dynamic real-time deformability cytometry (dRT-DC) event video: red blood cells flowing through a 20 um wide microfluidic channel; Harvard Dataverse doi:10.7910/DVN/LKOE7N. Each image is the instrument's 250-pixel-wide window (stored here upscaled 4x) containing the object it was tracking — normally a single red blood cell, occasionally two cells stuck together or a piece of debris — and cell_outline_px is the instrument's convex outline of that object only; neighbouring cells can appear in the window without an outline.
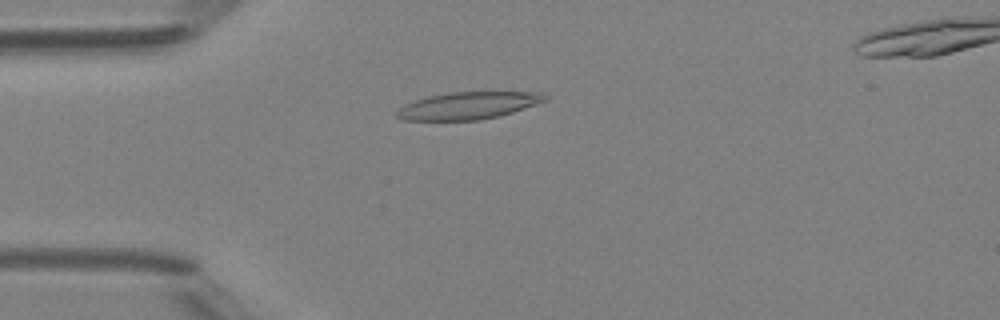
{"species": "Egyptian fruit bat (a non-hibernating species)", "species_latin": "Rousettus aegyptiacus", "temperature_condition": "room temperature", "stored_images_in_passage": 35, "camera_frame_rate_fps": 3000, "um_per_image_px": 0.085, "animal": {"sex": "female"}, "frame": {"image": 1, "passage_image": 4, "time_ms": 1.0, "image_size_px": [1000, 320], "cell_outline_px": [[548, 100], [500, 116], [480, 120], [400, 120], [396, 116], [396, 112], [404, 104], [428, 96], [452, 92], [540, 92], [548, 96]], "centroid_in_image_um": [39.8, 8.98], "position_along_channel_um": 45.2, "area_um2": 23.47}}
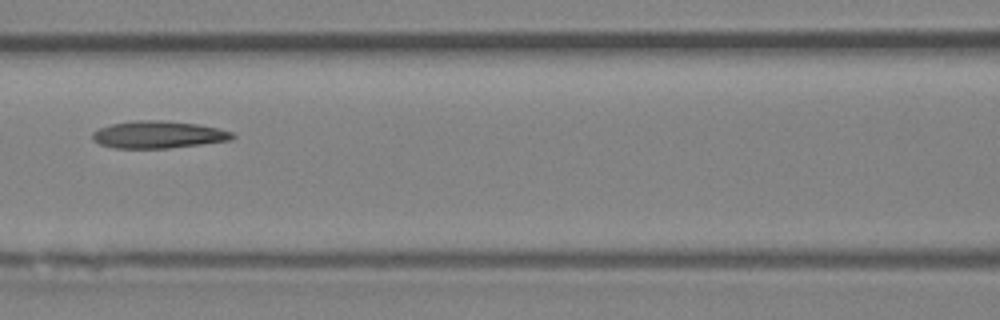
{"frame": {"image": 2, "passage_image": 13, "time_ms": 4.0, "image_size_px": [1000, 320], "cell_outline_px": [[236, 136], [232, 140], [168, 148], [112, 148], [100, 144], [92, 140], [92, 132], [100, 128], [112, 124], [136, 120], [164, 120], [200, 124], [220, 128], [232, 132]], "centroid_in_image_um": [13.47, 11.44], "position_along_channel_um": 153.1, "area_um2": 22.37}}
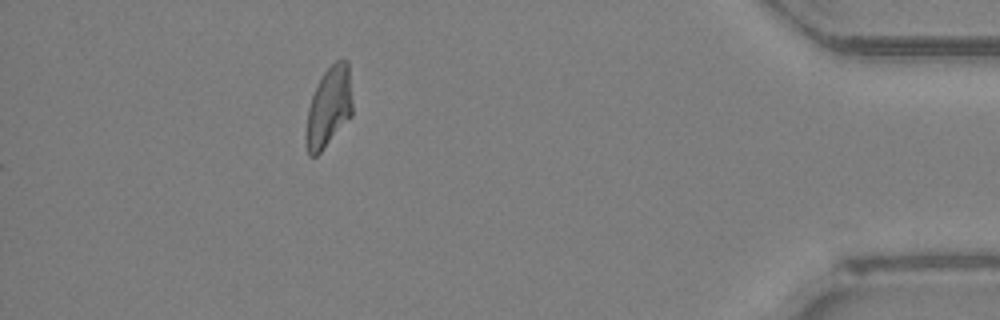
{"frame": {"image": 3, "passage_image": 35, "time_ms": 11.333, "image_size_px": [1000, 320], "cell_outline_px": [[352, 116], [320, 152], [316, 156], [308, 156], [304, 140], [304, 132], [308, 108], [312, 96], [324, 72], [336, 60], [348, 60], [352, 100]], "centroid_in_image_um": [27.93, 9.14], "position_along_channel_um": 407.3, "area_um2": 21.79}, "authors_computed_cell_mechanics": {"area_um2": 21.8484, "velocity_mm_per_s": 4.1911, "shape_relaxation_time_tau1_ms": 8.1329, "shape_relaxation_time_tau2_ms": 6.0766, "deformation_change_tau1": 0.204, "deformation_change_tau2": 0.1567}}